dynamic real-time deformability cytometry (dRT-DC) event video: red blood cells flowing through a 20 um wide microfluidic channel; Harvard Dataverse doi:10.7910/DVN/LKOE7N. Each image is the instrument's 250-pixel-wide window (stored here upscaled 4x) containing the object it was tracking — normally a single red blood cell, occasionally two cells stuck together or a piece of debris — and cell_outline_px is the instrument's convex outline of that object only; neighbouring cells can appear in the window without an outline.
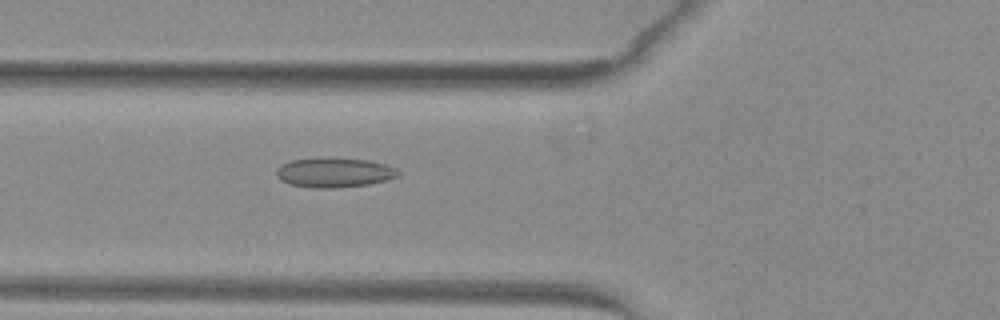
{"species": "common noctule bat (a hibernating species)", "species_latin": "Nyctalus noctula", "temperature_condition": "warm", "stored_images_in_passage": 35, "camera_frame_rate_fps": 3000, "um_per_image_px": 0.085, "animal": {"sex": "female", "body_mass_g": 29.2, "forearm_length_mm": 56.3}, "frame": {"image": 1, "passage_image": 3, "time_ms": 0.667, "image_size_px": [1000, 320], "cell_outline_px": [[400, 176], [388, 180], [368, 184], [336, 188], [312, 188], [288, 184], [280, 180], [276, 176], [276, 168], [280, 164], [292, 160], [316, 156], [368, 160], [384, 164], [396, 168], [400, 172]], "centroid_in_image_um": [28.37, 14.65], "position_along_channel_um": 97.4, "area_um2": 21.62}}
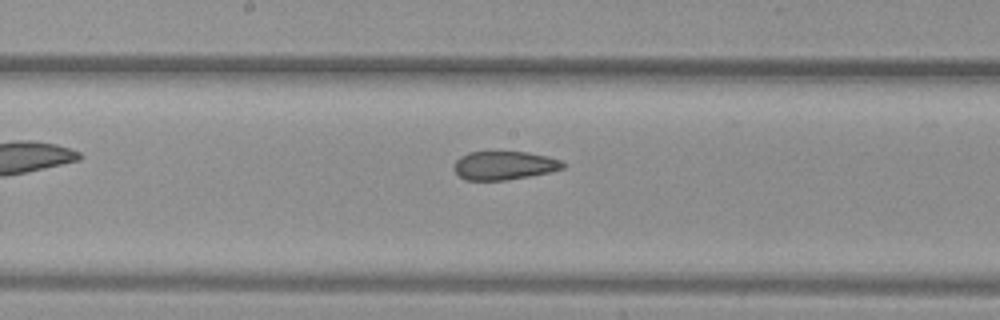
{"frame": {"image": 2, "passage_image": 11, "time_ms": 3.333, "image_size_px": [1000, 320], "cell_outline_px": [[568, 164], [564, 168], [548, 172], [508, 180], [464, 180], [456, 172], [456, 160], [460, 156], [468, 152], [528, 152], [548, 156], [560, 160]], "centroid_in_image_um": [42.89, 14.06], "position_along_channel_um": 205.3, "area_um2": 18.03}}
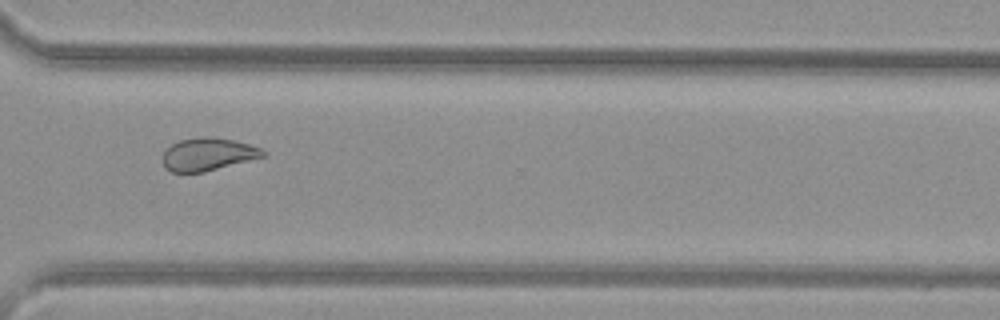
{"frame": {"image": 3, "passage_image": 22, "time_ms": 7.0, "image_size_px": [1000, 320], "cell_outline_px": [[268, 152], [264, 156], [204, 172], [172, 172], [164, 168], [160, 160], [164, 152], [172, 144], [180, 140], [204, 136], [212, 136], [232, 140], [248, 144], [260, 148]], "centroid_in_image_um": [17.63, 13.11], "position_along_channel_um": 353.0, "area_um2": 19.13}, "authors_computed_cell_mechanics": {"area_um2": 20.1144, "velocity_mm_per_s": 4.0331, "shape_relaxation_time_tau1_ms": null, "shape_relaxation_time_tau2_ms": 1.9312, "deformation_change_tau1": null, "deformation_change_tau2": 0.0796}}